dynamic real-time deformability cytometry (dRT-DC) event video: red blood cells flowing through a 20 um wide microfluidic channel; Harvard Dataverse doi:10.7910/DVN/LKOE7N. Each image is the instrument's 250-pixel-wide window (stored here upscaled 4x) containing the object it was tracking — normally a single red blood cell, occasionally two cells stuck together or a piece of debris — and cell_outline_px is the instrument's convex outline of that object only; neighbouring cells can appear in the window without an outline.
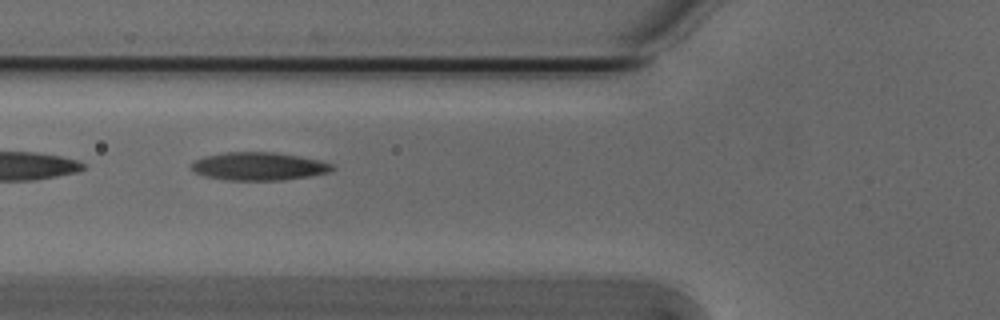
{"species": "Egyptian fruit bat (a non-hibernating species)", "species_latin": "Rousettus aegyptiacus", "temperature_condition": "cold", "stored_images_in_passage": 7, "camera_frame_rate_fps": 3000, "um_per_image_px": 0.085, "animal": {"sex": "male"}, "frame": {"image": 1, "passage_image": 3, "time_ms": 0.667, "image_size_px": [1000, 320], "cell_outline_px": [[336, 168], [328, 172], [308, 176], [284, 180], [224, 180], [204, 176], [196, 172], [192, 168], [192, 164], [196, 160], [204, 156], [224, 152], [276, 152], [300, 156], [320, 160], [332, 164]], "centroid_in_image_um": [22.01, 14.13], "position_along_channel_um": 103.8, "area_um2": 23.0}}
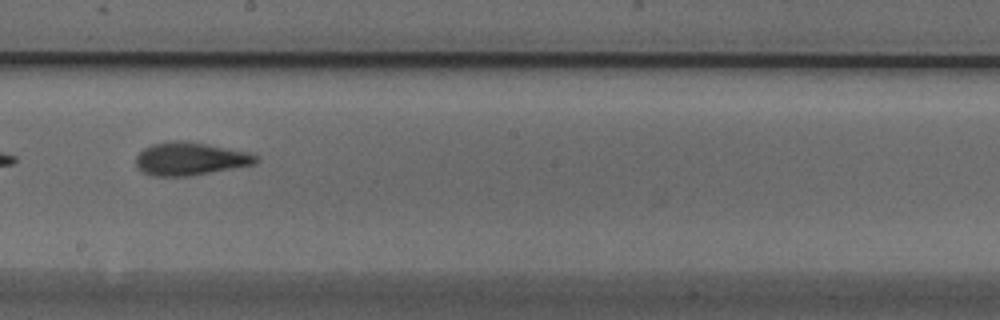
{"frame": {"image": 2, "passage_image": 6, "time_ms": 1.667, "image_size_px": [1000, 320], "cell_outline_px": [[260, 160], [256, 164], [188, 176], [152, 176], [144, 172], [136, 164], [136, 156], [144, 148], [152, 144], [168, 140], [184, 140], [208, 144], [248, 152], [256, 156]], "centroid_in_image_um": [16.16, 13.48], "position_along_channel_um": 232.0, "area_um2": 23.06}}
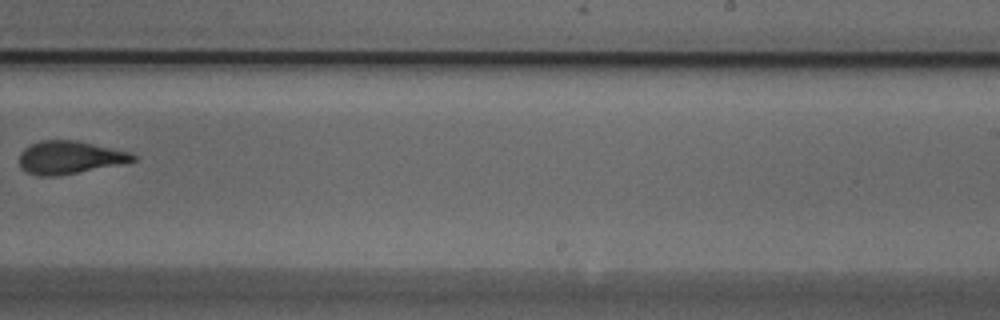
{"frame": {"image": 3, "passage_image": 7, "time_ms": 2.0, "image_size_px": [1000, 320], "cell_outline_px": [[136, 160], [60, 176], [40, 176], [28, 172], [20, 168], [20, 152], [24, 148], [40, 140], [76, 140], [128, 152], [136, 156]], "centroid_in_image_um": [5.86, 13.38], "position_along_channel_um": 283.1, "area_um2": 21.44}}